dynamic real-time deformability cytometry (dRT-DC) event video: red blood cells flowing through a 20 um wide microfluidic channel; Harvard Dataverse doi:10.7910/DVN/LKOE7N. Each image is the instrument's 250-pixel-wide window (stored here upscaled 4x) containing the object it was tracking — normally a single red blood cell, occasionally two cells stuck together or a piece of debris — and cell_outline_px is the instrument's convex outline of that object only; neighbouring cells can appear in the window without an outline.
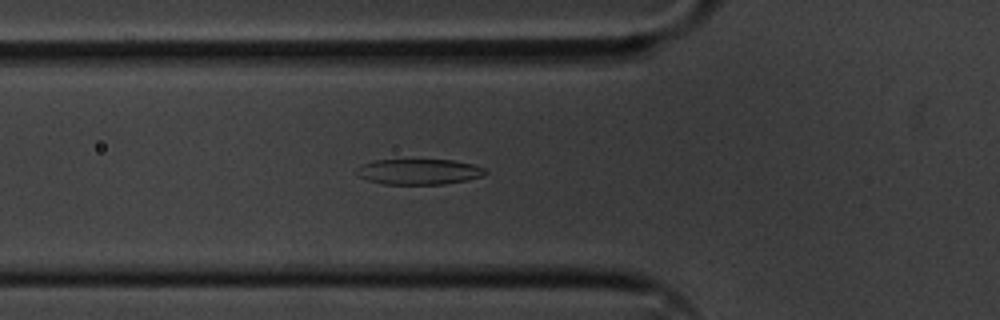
{"species": "common noctule bat (a hibernating species)", "species_latin": "Nyctalus noctula", "temperature_condition": "cold", "stored_images_in_passage": 48, "camera_frame_rate_fps": 3000, "um_per_image_px": 0.085, "animal": {"sex": "male", "body_mass_g": 20.1, "forearm_length_mm": 53.5}, "frame": {"image": 1, "passage_image": 12, "time_ms": 3.667, "image_size_px": [1000, 320], "cell_outline_px": [[488, 172], [484, 176], [468, 180], [444, 184], [384, 184], [368, 180], [360, 176], [356, 172], [356, 168], [364, 164], [376, 160], [452, 160], [472, 164], [484, 168]], "centroid_in_image_um": [35.65, 14.6], "position_along_channel_um": 90.1, "area_um2": 19.07}}
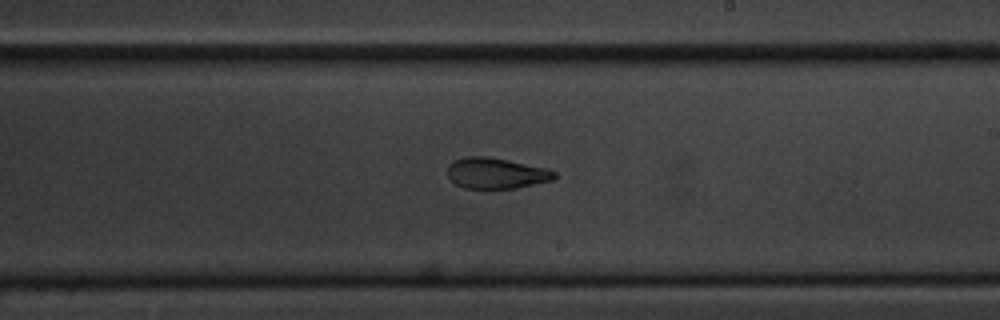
{"frame": {"image": 2, "passage_image": 25, "time_ms": 8.0, "image_size_px": [1000, 320], "cell_outline_px": [[556, 176], [552, 180], [516, 188], [464, 188], [456, 184], [448, 176], [448, 164], [452, 160], [464, 156], [484, 156], [508, 160], [544, 168], [556, 172]], "centroid_in_image_um": [42.12, 14.71], "position_along_channel_um": 246.9, "area_um2": 19.07}}
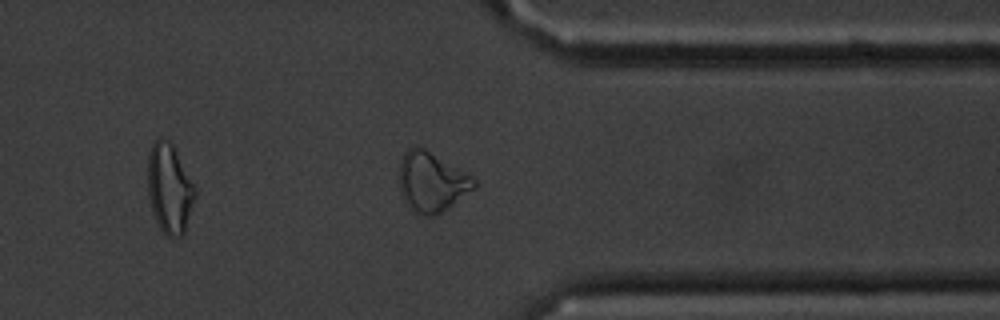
{"frame": {"image": 3, "passage_image": 36, "time_ms": 11.667, "image_size_px": [1000, 320], "cell_outline_px": [[476, 188], [436, 216], [424, 216], [408, 208], [400, 192], [400, 160], [404, 152], [408, 148], [416, 144], [424, 148], [472, 176], [476, 180]], "centroid_in_image_um": [36.68, 15.47], "position_along_channel_um": 374.7, "area_um2": 26.13}, "authors_computed_cell_mechanics": {"area_um2": 20.3167, "velocity_mm_per_s": 3.5975, "shape_relaxation_time_tau1_ms": 3.179, "shape_relaxation_time_tau2_ms": 2.4147, "deformation_change_tau1": 0.1521, "deformation_change_tau2": 0.0984}}